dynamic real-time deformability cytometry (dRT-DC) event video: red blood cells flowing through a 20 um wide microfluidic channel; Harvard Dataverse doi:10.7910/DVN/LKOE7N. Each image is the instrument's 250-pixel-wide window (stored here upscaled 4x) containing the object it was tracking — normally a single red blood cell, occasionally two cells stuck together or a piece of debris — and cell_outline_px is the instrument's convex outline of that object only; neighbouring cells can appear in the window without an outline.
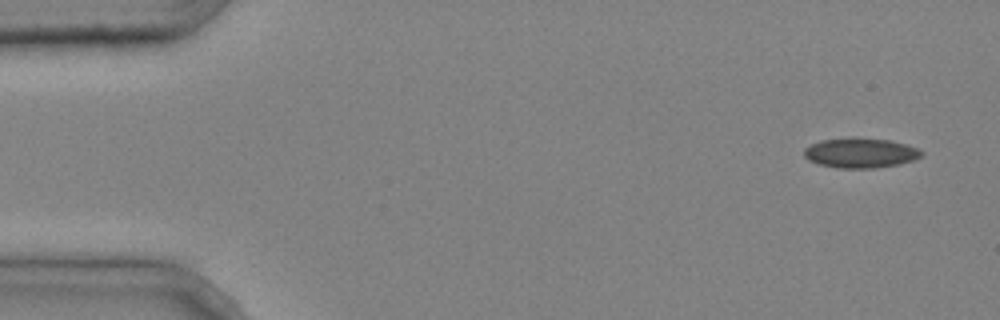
{"species": "common noctule bat (a hibernating species)", "species_latin": "Nyctalus noctula", "temperature_condition": "cold", "stored_images_in_passage": 5, "segment_of_instrument_passage": [1, 2], "camera_frame_rate_fps": 3000, "um_per_image_px": 0.085, "animal": {"sex": "male", "body_mass_g": 20.4}, "frame": {"image": 1, "passage_image": 1, "time_ms": 0.0, "image_size_px": [1000, 320], "cell_outline_px": [[924, 152], [920, 156], [912, 160], [900, 164], [876, 168], [836, 168], [820, 164], [808, 160], [804, 156], [804, 148], [820, 140], [852, 136], [856, 136], [888, 140], [904, 144], [916, 148]], "centroid_in_image_um": [73.1, 12.98], "position_along_channel_um": 11.9, "area_um2": 20.63}}